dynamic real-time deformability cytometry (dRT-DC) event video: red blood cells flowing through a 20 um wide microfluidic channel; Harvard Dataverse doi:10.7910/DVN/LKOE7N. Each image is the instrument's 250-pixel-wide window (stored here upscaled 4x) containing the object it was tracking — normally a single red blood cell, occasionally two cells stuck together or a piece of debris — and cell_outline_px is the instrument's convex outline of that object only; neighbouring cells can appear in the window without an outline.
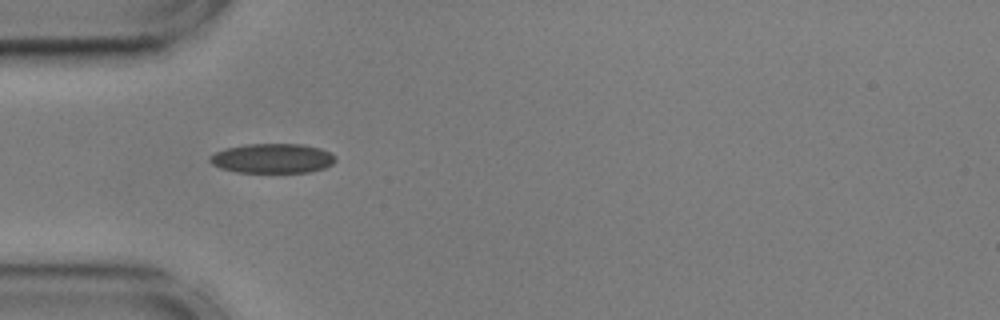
{"species": "common noctule bat (a hibernating species)", "species_latin": "Nyctalus noctula", "temperature_condition": "cold", "stored_images_in_passage": 8, "camera_frame_rate_fps": 3000, "um_per_image_px": 0.085, "animal": {"sex": "male", "body_mass_g": 17.9, "forearm_length_mm": 54.2}, "frame": {"image": 1, "passage_image": 5, "time_ms": 1.333, "image_size_px": [1000, 320], "cell_outline_px": [[336, 160], [332, 164], [324, 168], [308, 172], [236, 172], [220, 168], [212, 164], [208, 160], [208, 156], [224, 148], [244, 144], [304, 144], [320, 148], [336, 156]], "centroid_in_image_um": [23.13, 13.45], "position_along_channel_um": 61.9, "area_um2": 21.79}}